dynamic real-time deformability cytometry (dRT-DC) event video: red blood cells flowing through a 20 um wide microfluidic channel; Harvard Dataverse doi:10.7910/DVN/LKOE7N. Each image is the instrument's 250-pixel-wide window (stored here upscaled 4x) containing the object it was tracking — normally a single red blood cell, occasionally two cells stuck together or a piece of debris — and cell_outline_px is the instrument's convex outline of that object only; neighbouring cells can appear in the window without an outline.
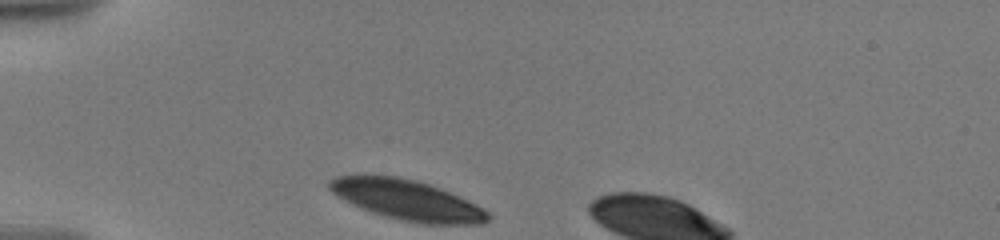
{"species": "human", "species_latin": "Homo sapiens", "temperature_condition": "warm", "stored_images_in_passage": 6, "camera_frame_rate_fps": 3000, "um_per_image_px": 0.085, "donor": {"sex": "male"}, "frame": {"image": 1, "passage_image": 1, "time_ms": 0.0, "image_size_px": [1000, 240], "cell_outline_px": [[492, 216], [484, 224], [420, 224], [400, 220], [384, 216], [360, 208], [336, 196], [328, 188], [328, 180], [336, 176], [396, 176], [416, 180], [440, 188], [476, 204], [484, 208]], "centroid_in_image_um": [34.62, 17.02], "position_along_channel_um": 50.4, "area_um2": 37.11}}
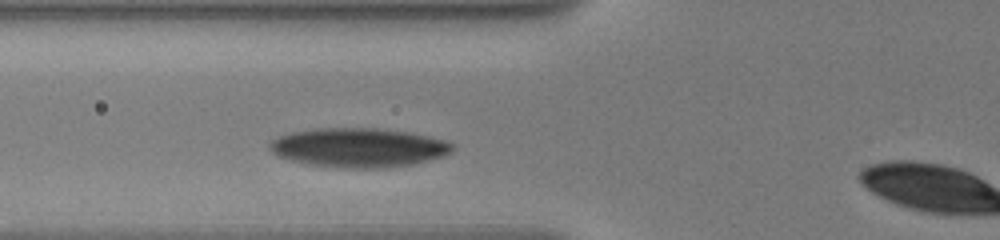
{"frame": {"image": 2, "passage_image": 5, "time_ms": 2.0, "image_size_px": [1000, 240], "cell_outline_px": [[452, 148], [444, 156], [412, 164], [388, 168], [344, 168], [308, 164], [276, 156], [268, 148], [268, 144], [272, 140], [280, 136], [292, 132], [316, 128], [376, 128], [412, 132], [444, 140], [452, 144]], "centroid_in_image_um": [30.45, 12.54], "position_along_channel_um": 95.3, "area_um2": 41.73}}